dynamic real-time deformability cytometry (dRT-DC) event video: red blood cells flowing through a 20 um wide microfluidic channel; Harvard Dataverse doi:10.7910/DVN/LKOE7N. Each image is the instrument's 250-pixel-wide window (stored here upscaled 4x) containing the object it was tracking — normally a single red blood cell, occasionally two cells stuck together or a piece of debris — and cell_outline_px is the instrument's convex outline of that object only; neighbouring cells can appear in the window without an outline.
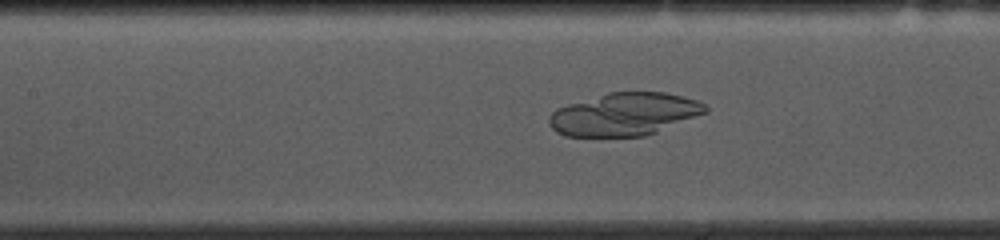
{"species": "common noctule bat (a hibernating species)", "species_latin": "Nyctalus noctula", "temperature_condition": "cold", "stored_images_in_passage": 52, "camera_frame_rate_fps": 3000, "um_per_image_px": 0.085, "animal": {"sex": "female", "body_mass_g": 10.0, "forearm_length_mm": 53.1}, "frame": {"image": 1, "passage_image": 23, "time_ms": 7.333, "image_size_px": [1000, 240], "cell_outline_px": [[708, 112], [656, 132], [644, 136], [564, 136], [556, 132], [548, 124], [548, 120], [552, 112], [556, 108], [568, 104], [608, 92], [664, 92], [696, 100], [704, 104], [708, 108]], "centroid_in_image_um": [53.05, 9.71], "position_along_channel_um": 154.3, "area_um2": 38.78}}
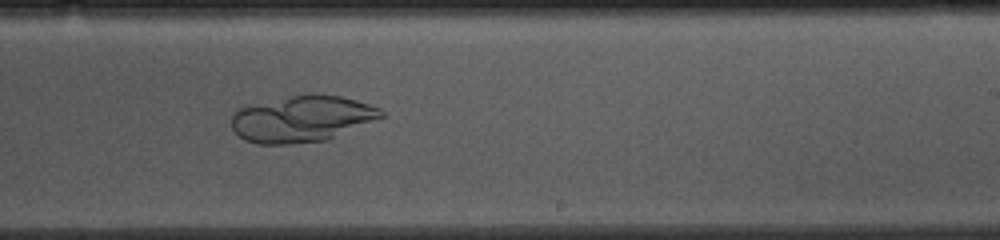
{"frame": {"image": 2, "passage_image": 32, "time_ms": 10.333, "image_size_px": [1000, 240], "cell_outline_px": [[384, 116], [324, 140], [284, 144], [256, 144], [244, 140], [232, 128], [232, 116], [236, 108], [308, 92], [316, 92], [340, 96], [356, 100], [380, 108], [384, 112]], "centroid_in_image_um": [25.63, 10.07], "position_along_channel_um": 263.4, "area_um2": 40.17}}